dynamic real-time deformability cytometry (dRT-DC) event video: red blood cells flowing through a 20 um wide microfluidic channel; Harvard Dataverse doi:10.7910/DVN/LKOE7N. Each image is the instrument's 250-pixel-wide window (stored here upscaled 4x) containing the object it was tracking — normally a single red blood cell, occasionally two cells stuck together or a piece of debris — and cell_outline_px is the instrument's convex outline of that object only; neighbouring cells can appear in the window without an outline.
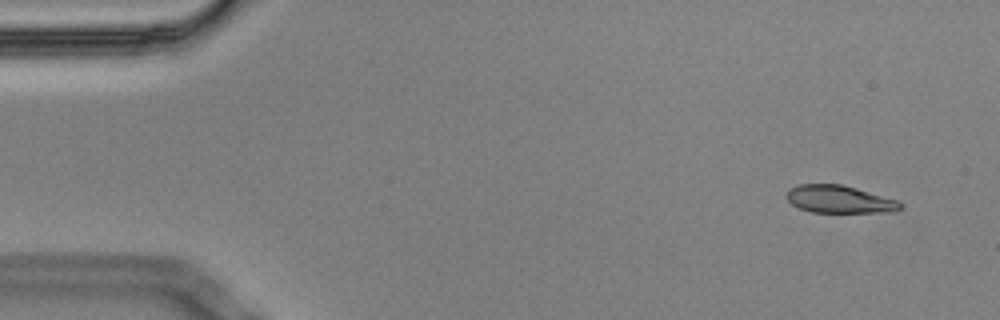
{"species": "Egyptian fruit bat (a non-hibernating species)", "species_latin": "Rousettus aegyptiacus", "temperature_condition": "cold", "stored_images_in_passage": 7, "camera_frame_rate_fps": 3000, "um_per_image_px": 0.085, "animal": {"sex": "male"}, "frame": {"image": 1, "passage_image": 1, "time_ms": 0.0, "image_size_px": [1000, 320], "cell_outline_px": [[904, 208], [896, 212], [812, 212], [800, 208], [792, 204], [788, 200], [788, 188], [800, 184], [840, 184], [856, 188], [900, 200], [904, 204]], "centroid_in_image_um": [71.44, 16.94], "position_along_channel_um": 13.6, "area_um2": 18.44}}
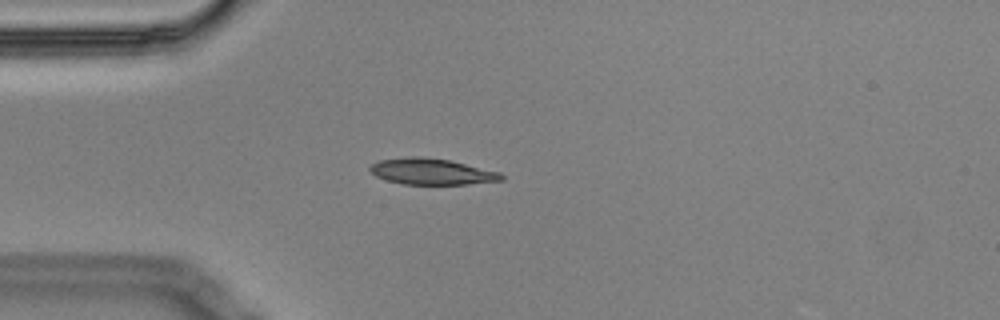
{"frame": {"image": 2, "passage_image": 4, "time_ms": 1.0, "image_size_px": [1000, 320], "cell_outline_px": [[504, 180], [468, 184], [404, 184], [388, 180], [376, 176], [368, 168], [372, 164], [380, 160], [412, 156], [416, 156], [448, 160], [500, 172], [504, 176]], "centroid_in_image_um": [36.7, 14.59], "position_along_channel_um": 48.3, "area_um2": 19.71}}
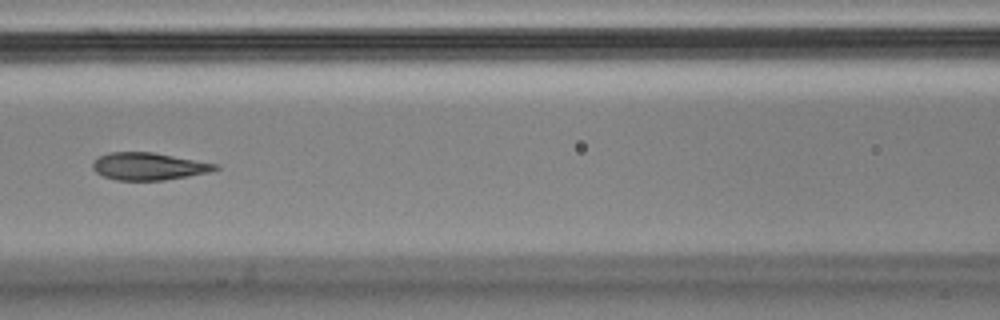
{"frame": {"image": 3, "passage_image": 7, "time_ms": 2.0, "image_size_px": [1000, 320], "cell_outline_px": [[220, 168], [208, 172], [188, 176], [164, 180], [116, 180], [104, 176], [96, 172], [92, 168], [92, 164], [100, 156], [108, 152], [152, 152], [220, 164]], "centroid_in_image_um": [12.66, 14.13], "position_along_channel_um": 153.9, "area_um2": 19.48}}